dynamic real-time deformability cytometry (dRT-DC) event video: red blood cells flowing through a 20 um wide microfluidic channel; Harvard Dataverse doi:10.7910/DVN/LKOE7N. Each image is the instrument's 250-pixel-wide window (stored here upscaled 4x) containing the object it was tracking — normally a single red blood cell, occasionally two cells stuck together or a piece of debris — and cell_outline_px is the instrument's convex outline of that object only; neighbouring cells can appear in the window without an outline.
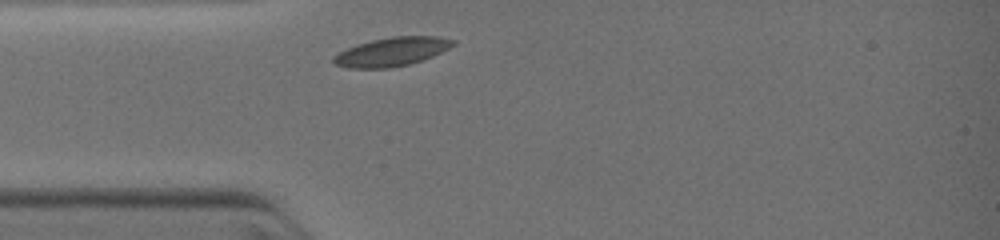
{"species": "common noctule bat (a hibernating species)", "species_latin": "Nyctalus noctula", "temperature_condition": "warm", "stored_images_in_passage": 1, "camera_frame_rate_fps": 3000, "um_per_image_px": 0.085, "animal": {"sex": "female", "body_mass_g": 19.0, "forearm_length_mm": 51.5}, "frame": {"image": 1, "passage_image": 1, "time_ms": 0.0, "image_size_px": [1000, 240], "cell_outline_px": [[456, 44], [432, 56], [408, 64], [388, 68], [348, 68], [332, 64], [332, 56], [356, 44], [372, 40], [392, 36], [440, 36], [456, 40]], "centroid_in_image_um": [33.28, 4.39], "position_along_channel_um": 51.7, "area_um2": 20.0}}